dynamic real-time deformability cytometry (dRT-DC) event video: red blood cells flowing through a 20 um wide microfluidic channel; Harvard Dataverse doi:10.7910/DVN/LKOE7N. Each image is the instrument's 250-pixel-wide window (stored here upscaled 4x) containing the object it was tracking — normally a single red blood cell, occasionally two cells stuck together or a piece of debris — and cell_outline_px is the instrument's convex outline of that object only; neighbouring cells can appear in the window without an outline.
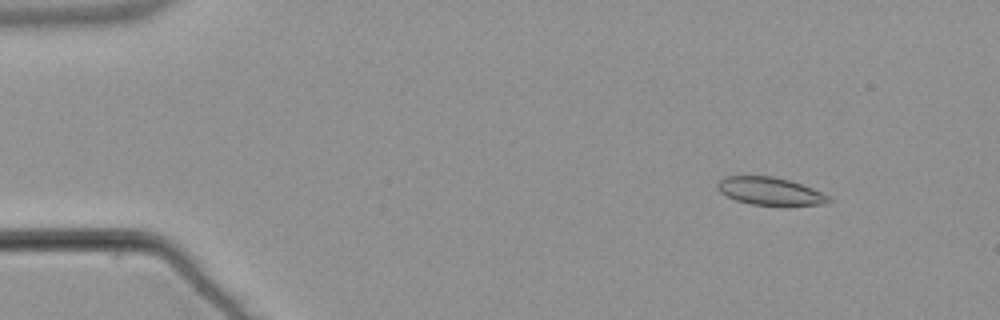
{"species": "common noctule bat (a hibernating species)", "species_latin": "Nyctalus noctula", "temperature_condition": "warm", "stored_images_in_passage": 55, "camera_frame_rate_fps": 3000, "um_per_image_px": 0.085, "animal": {"sex": "male", "body_mass_g": 21.5, "forearm_length_mm": 52.0}, "frame": {"image": 1, "passage_image": 7, "time_ms": 2.0, "image_size_px": [1000, 320], "cell_outline_px": [[832, 200], [824, 204], [788, 208], [752, 204], [736, 200], [720, 192], [716, 188], [716, 184], [724, 176], [772, 176], [788, 180], [812, 188], [828, 196]], "centroid_in_image_um": [65.48, 16.29], "position_along_channel_um": 19.5, "area_um2": 18.5}}
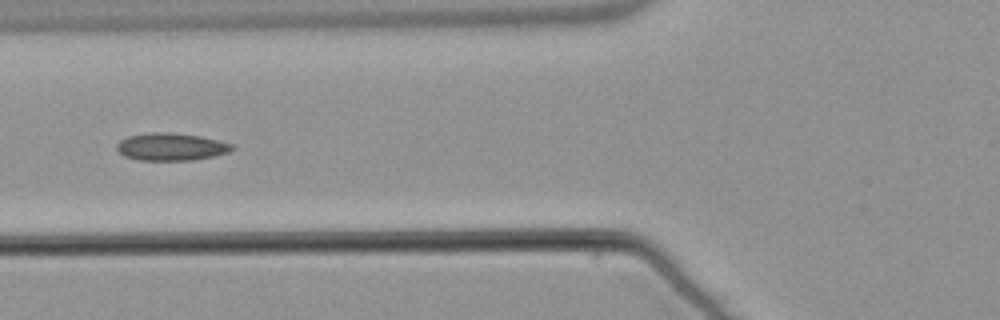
{"frame": {"image": 2, "passage_image": 22, "time_ms": 7.0, "image_size_px": [1000, 320], "cell_outline_px": [[236, 148], [228, 152], [212, 156], [192, 160], [140, 160], [124, 156], [116, 148], [116, 144], [120, 140], [128, 136], [152, 132], [168, 132], [200, 136], [236, 144]], "centroid_in_image_um": [14.56, 12.47], "position_along_channel_um": 111.2, "area_um2": 18.5}}
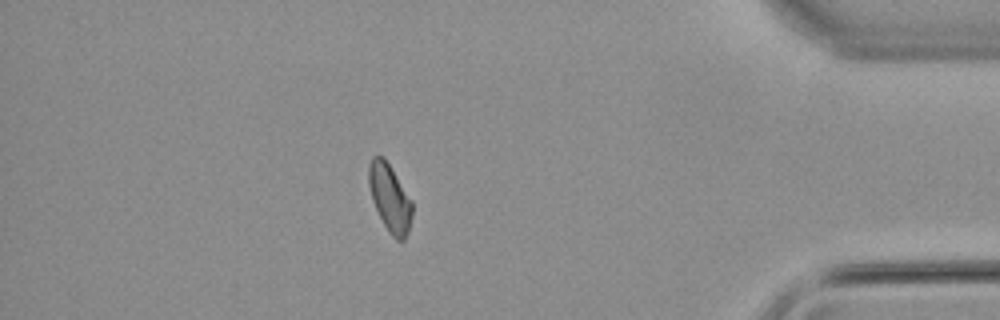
{"frame": {"image": 3, "passage_image": 48, "time_ms": 15.667, "image_size_px": [1000, 320], "cell_outline_px": [[412, 216], [408, 232], [404, 240], [396, 240], [388, 232], [372, 200], [368, 184], [368, 164], [372, 156], [384, 156], [412, 200]], "centroid_in_image_um": [33.13, 16.8], "position_along_channel_um": 402.1, "area_um2": 17.17}, "authors_computed_cell_mechanics": {"area_um2": 17.6868, "velocity_mm_per_s": 3.8247, "shape_relaxation_time_tau1_ms": null, "shape_relaxation_time_tau2_ms": 4.0818, "deformation_change_tau1": null, "deformation_change_tau2": 0.1043}}